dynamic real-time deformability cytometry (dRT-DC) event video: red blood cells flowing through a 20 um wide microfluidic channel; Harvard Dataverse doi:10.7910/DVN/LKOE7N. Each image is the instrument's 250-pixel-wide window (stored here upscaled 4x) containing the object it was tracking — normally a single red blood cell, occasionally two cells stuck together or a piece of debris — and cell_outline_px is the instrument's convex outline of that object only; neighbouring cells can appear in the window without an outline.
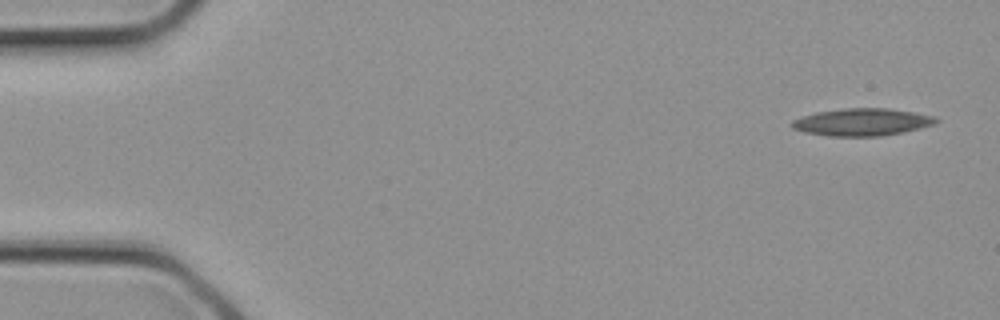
{"species": "common noctule bat (a hibernating species)", "species_latin": "Nyctalus noctula", "temperature_condition": "cold", "stored_images_in_passage": 2, "segment_of_instrument_passage": [2, 2], "camera_frame_rate_fps": 3000, "um_per_image_px": 0.085, "animal": {"sex": "female", "body_mass_g": 21.9}, "frame": {"image": 1, "passage_image": 2, "time_ms": 0.333, "image_size_px": [1000, 320], "cell_outline_px": [[940, 120], [936, 124], [904, 132], [880, 136], [828, 136], [804, 132], [792, 128], [792, 120], [816, 112], [844, 108], [888, 108], [912, 112], [932, 116]], "centroid_in_image_um": [73.28, 10.38], "position_along_channel_um": 11.7, "area_um2": 22.89}}